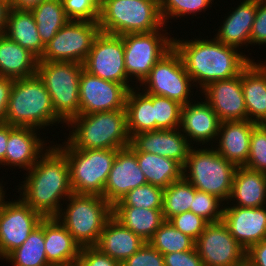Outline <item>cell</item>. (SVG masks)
<instances>
[{"label": "cell", "instance_id": "11a10c76", "mask_svg": "<svg viewBox=\"0 0 266 266\" xmlns=\"http://www.w3.org/2000/svg\"><path fill=\"white\" fill-rule=\"evenodd\" d=\"M2 182H0V209L5 201V198H7L5 195H6V190L3 189L5 188V186L3 187V185L1 184ZM5 190V191H4Z\"/></svg>", "mask_w": 266, "mask_h": 266}, {"label": "cell", "instance_id": "7a4b0ae2", "mask_svg": "<svg viewBox=\"0 0 266 266\" xmlns=\"http://www.w3.org/2000/svg\"><path fill=\"white\" fill-rule=\"evenodd\" d=\"M194 40L173 37V47L180 54L185 70L196 90L208 84L239 75L254 59L235 47L224 45L215 37ZM244 54V55H243ZM199 86V87H198Z\"/></svg>", "mask_w": 266, "mask_h": 266}, {"label": "cell", "instance_id": "8d00e7d4", "mask_svg": "<svg viewBox=\"0 0 266 266\" xmlns=\"http://www.w3.org/2000/svg\"><path fill=\"white\" fill-rule=\"evenodd\" d=\"M148 243L162 255L189 251L195 247V241L176 229L169 221H164L160 225Z\"/></svg>", "mask_w": 266, "mask_h": 266}, {"label": "cell", "instance_id": "60d3db41", "mask_svg": "<svg viewBox=\"0 0 266 266\" xmlns=\"http://www.w3.org/2000/svg\"><path fill=\"white\" fill-rule=\"evenodd\" d=\"M224 205L225 203L218 197L195 188L190 211L202 217L208 223H215L223 219Z\"/></svg>", "mask_w": 266, "mask_h": 266}, {"label": "cell", "instance_id": "52a82bcc", "mask_svg": "<svg viewBox=\"0 0 266 266\" xmlns=\"http://www.w3.org/2000/svg\"><path fill=\"white\" fill-rule=\"evenodd\" d=\"M194 145L183 166V177L197 190L214 195L227 203L237 166L222 157L213 146ZM226 201V202H225Z\"/></svg>", "mask_w": 266, "mask_h": 266}, {"label": "cell", "instance_id": "5bb4252c", "mask_svg": "<svg viewBox=\"0 0 266 266\" xmlns=\"http://www.w3.org/2000/svg\"><path fill=\"white\" fill-rule=\"evenodd\" d=\"M204 266H246L245 250L221 220L208 223L195 241Z\"/></svg>", "mask_w": 266, "mask_h": 266}, {"label": "cell", "instance_id": "d6a6232c", "mask_svg": "<svg viewBox=\"0 0 266 266\" xmlns=\"http://www.w3.org/2000/svg\"><path fill=\"white\" fill-rule=\"evenodd\" d=\"M136 157L148 184L165 189L183 177V167L177 161L146 152H136Z\"/></svg>", "mask_w": 266, "mask_h": 266}, {"label": "cell", "instance_id": "9a60e30c", "mask_svg": "<svg viewBox=\"0 0 266 266\" xmlns=\"http://www.w3.org/2000/svg\"><path fill=\"white\" fill-rule=\"evenodd\" d=\"M42 219L20 197L5 200L0 209V260L19 248Z\"/></svg>", "mask_w": 266, "mask_h": 266}, {"label": "cell", "instance_id": "3957f363", "mask_svg": "<svg viewBox=\"0 0 266 266\" xmlns=\"http://www.w3.org/2000/svg\"><path fill=\"white\" fill-rule=\"evenodd\" d=\"M66 125L72 131L65 140L76 149L119 150L130 145L125 109L79 114Z\"/></svg>", "mask_w": 266, "mask_h": 266}, {"label": "cell", "instance_id": "bcb514c9", "mask_svg": "<svg viewBox=\"0 0 266 266\" xmlns=\"http://www.w3.org/2000/svg\"><path fill=\"white\" fill-rule=\"evenodd\" d=\"M76 266H120V264L92 246L81 248Z\"/></svg>", "mask_w": 266, "mask_h": 266}, {"label": "cell", "instance_id": "44dd1931", "mask_svg": "<svg viewBox=\"0 0 266 266\" xmlns=\"http://www.w3.org/2000/svg\"><path fill=\"white\" fill-rule=\"evenodd\" d=\"M45 141L47 140L40 137L39 129L9 125V139L5 159L0 165L11 168L18 167V169L21 168L23 171H28L51 147V144L48 146Z\"/></svg>", "mask_w": 266, "mask_h": 266}, {"label": "cell", "instance_id": "7402d4cb", "mask_svg": "<svg viewBox=\"0 0 266 266\" xmlns=\"http://www.w3.org/2000/svg\"><path fill=\"white\" fill-rule=\"evenodd\" d=\"M201 99V102L194 100L182 105L180 130L192 146L195 143L197 147L210 146L211 143L212 146L216 142L221 121L211 106Z\"/></svg>", "mask_w": 266, "mask_h": 266}, {"label": "cell", "instance_id": "e0dca14e", "mask_svg": "<svg viewBox=\"0 0 266 266\" xmlns=\"http://www.w3.org/2000/svg\"><path fill=\"white\" fill-rule=\"evenodd\" d=\"M145 184L147 180L139 168L136 151L128 146L117 151L105 184L103 198L113 206L129 191Z\"/></svg>", "mask_w": 266, "mask_h": 266}, {"label": "cell", "instance_id": "836d02e7", "mask_svg": "<svg viewBox=\"0 0 266 266\" xmlns=\"http://www.w3.org/2000/svg\"><path fill=\"white\" fill-rule=\"evenodd\" d=\"M4 261L13 266H51L45 252L44 218L23 244L12 251Z\"/></svg>", "mask_w": 266, "mask_h": 266}, {"label": "cell", "instance_id": "d6986e66", "mask_svg": "<svg viewBox=\"0 0 266 266\" xmlns=\"http://www.w3.org/2000/svg\"><path fill=\"white\" fill-rule=\"evenodd\" d=\"M136 152H146L177 161L185 165L192 145L177 129H159L135 134L130 138V145Z\"/></svg>", "mask_w": 266, "mask_h": 266}, {"label": "cell", "instance_id": "ac0fdd59", "mask_svg": "<svg viewBox=\"0 0 266 266\" xmlns=\"http://www.w3.org/2000/svg\"><path fill=\"white\" fill-rule=\"evenodd\" d=\"M199 93L215 111L221 122L247 120L241 73L229 79L214 81Z\"/></svg>", "mask_w": 266, "mask_h": 266}, {"label": "cell", "instance_id": "e575fe53", "mask_svg": "<svg viewBox=\"0 0 266 266\" xmlns=\"http://www.w3.org/2000/svg\"><path fill=\"white\" fill-rule=\"evenodd\" d=\"M37 24V30L44 45L69 21L62 0L42 1L30 10Z\"/></svg>", "mask_w": 266, "mask_h": 266}, {"label": "cell", "instance_id": "74e56055", "mask_svg": "<svg viewBox=\"0 0 266 266\" xmlns=\"http://www.w3.org/2000/svg\"><path fill=\"white\" fill-rule=\"evenodd\" d=\"M212 2L214 3V0H161L159 9L165 25L169 19L177 20L192 14L194 18L198 12H205L207 8L212 7Z\"/></svg>", "mask_w": 266, "mask_h": 266}, {"label": "cell", "instance_id": "30bf717a", "mask_svg": "<svg viewBox=\"0 0 266 266\" xmlns=\"http://www.w3.org/2000/svg\"><path fill=\"white\" fill-rule=\"evenodd\" d=\"M167 26L166 24L164 28L149 33H128L121 36L126 73L134 87L138 82L141 84L144 81L154 65L173 47V37L168 36L171 34L166 32Z\"/></svg>", "mask_w": 266, "mask_h": 266}, {"label": "cell", "instance_id": "7c38bea8", "mask_svg": "<svg viewBox=\"0 0 266 266\" xmlns=\"http://www.w3.org/2000/svg\"><path fill=\"white\" fill-rule=\"evenodd\" d=\"M100 32L98 21L69 20L45 45L39 61L83 64Z\"/></svg>", "mask_w": 266, "mask_h": 266}, {"label": "cell", "instance_id": "ba28073f", "mask_svg": "<svg viewBox=\"0 0 266 266\" xmlns=\"http://www.w3.org/2000/svg\"><path fill=\"white\" fill-rule=\"evenodd\" d=\"M56 147L66 156L73 193L103 197L117 149H76L66 140Z\"/></svg>", "mask_w": 266, "mask_h": 266}, {"label": "cell", "instance_id": "ab89813d", "mask_svg": "<svg viewBox=\"0 0 266 266\" xmlns=\"http://www.w3.org/2000/svg\"><path fill=\"white\" fill-rule=\"evenodd\" d=\"M153 107L155 130L180 128L182 105L179 102L153 95Z\"/></svg>", "mask_w": 266, "mask_h": 266}, {"label": "cell", "instance_id": "f546056e", "mask_svg": "<svg viewBox=\"0 0 266 266\" xmlns=\"http://www.w3.org/2000/svg\"><path fill=\"white\" fill-rule=\"evenodd\" d=\"M4 34L38 59L41 58L45 45L42 43L37 24L30 10L10 8Z\"/></svg>", "mask_w": 266, "mask_h": 266}, {"label": "cell", "instance_id": "c3c4849f", "mask_svg": "<svg viewBox=\"0 0 266 266\" xmlns=\"http://www.w3.org/2000/svg\"><path fill=\"white\" fill-rule=\"evenodd\" d=\"M165 266H204L196 248L164 254Z\"/></svg>", "mask_w": 266, "mask_h": 266}, {"label": "cell", "instance_id": "681fc988", "mask_svg": "<svg viewBox=\"0 0 266 266\" xmlns=\"http://www.w3.org/2000/svg\"><path fill=\"white\" fill-rule=\"evenodd\" d=\"M246 266H266V239L252 245L247 250Z\"/></svg>", "mask_w": 266, "mask_h": 266}, {"label": "cell", "instance_id": "9c48e42d", "mask_svg": "<svg viewBox=\"0 0 266 266\" xmlns=\"http://www.w3.org/2000/svg\"><path fill=\"white\" fill-rule=\"evenodd\" d=\"M83 64L38 61L36 74L43 81L55 114L67 124L80 114L79 83Z\"/></svg>", "mask_w": 266, "mask_h": 266}, {"label": "cell", "instance_id": "603a6c76", "mask_svg": "<svg viewBox=\"0 0 266 266\" xmlns=\"http://www.w3.org/2000/svg\"><path fill=\"white\" fill-rule=\"evenodd\" d=\"M256 125L248 120L221 122L215 142L217 144H214L215 150L237 167L244 166L249 157L252 129Z\"/></svg>", "mask_w": 266, "mask_h": 266}, {"label": "cell", "instance_id": "4fadbf2b", "mask_svg": "<svg viewBox=\"0 0 266 266\" xmlns=\"http://www.w3.org/2000/svg\"><path fill=\"white\" fill-rule=\"evenodd\" d=\"M83 69L106 81L123 84L129 90L134 88L126 73L121 36L100 32L83 63Z\"/></svg>", "mask_w": 266, "mask_h": 266}, {"label": "cell", "instance_id": "816d5d0a", "mask_svg": "<svg viewBox=\"0 0 266 266\" xmlns=\"http://www.w3.org/2000/svg\"><path fill=\"white\" fill-rule=\"evenodd\" d=\"M8 139L9 125L2 123L0 124V163L5 159Z\"/></svg>", "mask_w": 266, "mask_h": 266}, {"label": "cell", "instance_id": "b9f144b4", "mask_svg": "<svg viewBox=\"0 0 266 266\" xmlns=\"http://www.w3.org/2000/svg\"><path fill=\"white\" fill-rule=\"evenodd\" d=\"M244 166L266 174V123L252 129L249 157Z\"/></svg>", "mask_w": 266, "mask_h": 266}, {"label": "cell", "instance_id": "db71d44e", "mask_svg": "<svg viewBox=\"0 0 266 266\" xmlns=\"http://www.w3.org/2000/svg\"><path fill=\"white\" fill-rule=\"evenodd\" d=\"M9 9L8 0H0V35L5 33Z\"/></svg>", "mask_w": 266, "mask_h": 266}, {"label": "cell", "instance_id": "ee69618b", "mask_svg": "<svg viewBox=\"0 0 266 266\" xmlns=\"http://www.w3.org/2000/svg\"><path fill=\"white\" fill-rule=\"evenodd\" d=\"M176 229L181 231L183 234L189 236L194 241L204 231L208 222L202 217L197 216L192 211L183 212L175 215L168 220Z\"/></svg>", "mask_w": 266, "mask_h": 266}, {"label": "cell", "instance_id": "5b68a950", "mask_svg": "<svg viewBox=\"0 0 266 266\" xmlns=\"http://www.w3.org/2000/svg\"><path fill=\"white\" fill-rule=\"evenodd\" d=\"M67 199L56 218L81 248L95 246L112 217V205L95 194L73 193Z\"/></svg>", "mask_w": 266, "mask_h": 266}, {"label": "cell", "instance_id": "484cf974", "mask_svg": "<svg viewBox=\"0 0 266 266\" xmlns=\"http://www.w3.org/2000/svg\"><path fill=\"white\" fill-rule=\"evenodd\" d=\"M247 120L266 123V63L251 61L241 72Z\"/></svg>", "mask_w": 266, "mask_h": 266}, {"label": "cell", "instance_id": "d4e9b609", "mask_svg": "<svg viewBox=\"0 0 266 266\" xmlns=\"http://www.w3.org/2000/svg\"><path fill=\"white\" fill-rule=\"evenodd\" d=\"M227 13L215 38L224 45L240 50L243 46H249L250 34L257 11V0H242L240 5L232 8ZM240 46V47H239Z\"/></svg>", "mask_w": 266, "mask_h": 266}, {"label": "cell", "instance_id": "8992f818", "mask_svg": "<svg viewBox=\"0 0 266 266\" xmlns=\"http://www.w3.org/2000/svg\"><path fill=\"white\" fill-rule=\"evenodd\" d=\"M98 22L101 32L118 36L164 27L157 0H101Z\"/></svg>", "mask_w": 266, "mask_h": 266}, {"label": "cell", "instance_id": "2e32d148", "mask_svg": "<svg viewBox=\"0 0 266 266\" xmlns=\"http://www.w3.org/2000/svg\"><path fill=\"white\" fill-rule=\"evenodd\" d=\"M129 89L120 83L106 81L84 69L80 75V114L125 109Z\"/></svg>", "mask_w": 266, "mask_h": 266}, {"label": "cell", "instance_id": "277c9868", "mask_svg": "<svg viewBox=\"0 0 266 266\" xmlns=\"http://www.w3.org/2000/svg\"><path fill=\"white\" fill-rule=\"evenodd\" d=\"M4 123L40 130L57 123L65 125L55 114L51 96L37 74L14 80Z\"/></svg>", "mask_w": 266, "mask_h": 266}, {"label": "cell", "instance_id": "1f68e13d", "mask_svg": "<svg viewBox=\"0 0 266 266\" xmlns=\"http://www.w3.org/2000/svg\"><path fill=\"white\" fill-rule=\"evenodd\" d=\"M140 91L138 86L131 88L126 98L127 131L130 138L135 134L155 130L153 95Z\"/></svg>", "mask_w": 266, "mask_h": 266}, {"label": "cell", "instance_id": "cb8c5ba5", "mask_svg": "<svg viewBox=\"0 0 266 266\" xmlns=\"http://www.w3.org/2000/svg\"><path fill=\"white\" fill-rule=\"evenodd\" d=\"M44 244L51 266H76L81 247L56 217L44 218Z\"/></svg>", "mask_w": 266, "mask_h": 266}, {"label": "cell", "instance_id": "83f0119b", "mask_svg": "<svg viewBox=\"0 0 266 266\" xmlns=\"http://www.w3.org/2000/svg\"><path fill=\"white\" fill-rule=\"evenodd\" d=\"M227 203H230L229 205L232 206L250 208L265 206L266 174L251 170L245 166H238L234 174L232 191Z\"/></svg>", "mask_w": 266, "mask_h": 266}, {"label": "cell", "instance_id": "7bdbcfd3", "mask_svg": "<svg viewBox=\"0 0 266 266\" xmlns=\"http://www.w3.org/2000/svg\"><path fill=\"white\" fill-rule=\"evenodd\" d=\"M69 20L98 21L101 0H62Z\"/></svg>", "mask_w": 266, "mask_h": 266}, {"label": "cell", "instance_id": "f5cc1de1", "mask_svg": "<svg viewBox=\"0 0 266 266\" xmlns=\"http://www.w3.org/2000/svg\"><path fill=\"white\" fill-rule=\"evenodd\" d=\"M42 1L46 0H8L10 8H16L20 10H31Z\"/></svg>", "mask_w": 266, "mask_h": 266}, {"label": "cell", "instance_id": "4dcf8cb0", "mask_svg": "<svg viewBox=\"0 0 266 266\" xmlns=\"http://www.w3.org/2000/svg\"><path fill=\"white\" fill-rule=\"evenodd\" d=\"M112 217L122 226L148 242L165 221L162 209H145L133 206H112Z\"/></svg>", "mask_w": 266, "mask_h": 266}, {"label": "cell", "instance_id": "f35d334b", "mask_svg": "<svg viewBox=\"0 0 266 266\" xmlns=\"http://www.w3.org/2000/svg\"><path fill=\"white\" fill-rule=\"evenodd\" d=\"M163 188L145 184L129 191L113 206H133L145 209H162Z\"/></svg>", "mask_w": 266, "mask_h": 266}, {"label": "cell", "instance_id": "ffe728a7", "mask_svg": "<svg viewBox=\"0 0 266 266\" xmlns=\"http://www.w3.org/2000/svg\"><path fill=\"white\" fill-rule=\"evenodd\" d=\"M222 221L245 250L266 239V205L250 208L226 203Z\"/></svg>", "mask_w": 266, "mask_h": 266}, {"label": "cell", "instance_id": "4316f807", "mask_svg": "<svg viewBox=\"0 0 266 266\" xmlns=\"http://www.w3.org/2000/svg\"><path fill=\"white\" fill-rule=\"evenodd\" d=\"M146 241L111 217L94 247L119 264L137 252Z\"/></svg>", "mask_w": 266, "mask_h": 266}, {"label": "cell", "instance_id": "f1b7e54d", "mask_svg": "<svg viewBox=\"0 0 266 266\" xmlns=\"http://www.w3.org/2000/svg\"><path fill=\"white\" fill-rule=\"evenodd\" d=\"M39 59L5 34L0 35V77L13 79L36 75Z\"/></svg>", "mask_w": 266, "mask_h": 266}, {"label": "cell", "instance_id": "f6af8a7d", "mask_svg": "<svg viewBox=\"0 0 266 266\" xmlns=\"http://www.w3.org/2000/svg\"><path fill=\"white\" fill-rule=\"evenodd\" d=\"M120 266H165L164 256L146 242Z\"/></svg>", "mask_w": 266, "mask_h": 266}, {"label": "cell", "instance_id": "6da1fadb", "mask_svg": "<svg viewBox=\"0 0 266 266\" xmlns=\"http://www.w3.org/2000/svg\"><path fill=\"white\" fill-rule=\"evenodd\" d=\"M24 175L19 197L43 218L56 217L73 194L66 156L54 143Z\"/></svg>", "mask_w": 266, "mask_h": 266}, {"label": "cell", "instance_id": "8fae6325", "mask_svg": "<svg viewBox=\"0 0 266 266\" xmlns=\"http://www.w3.org/2000/svg\"><path fill=\"white\" fill-rule=\"evenodd\" d=\"M193 82L185 70L180 54L172 47L154 65L149 75L138 86L141 91L152 95L164 96L186 105L192 98ZM191 98V99H190Z\"/></svg>", "mask_w": 266, "mask_h": 266}, {"label": "cell", "instance_id": "d590c367", "mask_svg": "<svg viewBox=\"0 0 266 266\" xmlns=\"http://www.w3.org/2000/svg\"><path fill=\"white\" fill-rule=\"evenodd\" d=\"M195 187L184 177L172 182L163 190L162 215L165 221L175 215L190 211Z\"/></svg>", "mask_w": 266, "mask_h": 266}, {"label": "cell", "instance_id": "7dc6e473", "mask_svg": "<svg viewBox=\"0 0 266 266\" xmlns=\"http://www.w3.org/2000/svg\"><path fill=\"white\" fill-rule=\"evenodd\" d=\"M256 44L266 46V0H257V11L250 34V45Z\"/></svg>", "mask_w": 266, "mask_h": 266}, {"label": "cell", "instance_id": "f907efd6", "mask_svg": "<svg viewBox=\"0 0 266 266\" xmlns=\"http://www.w3.org/2000/svg\"><path fill=\"white\" fill-rule=\"evenodd\" d=\"M14 80L15 79L10 77H0V124L5 121L10 92Z\"/></svg>", "mask_w": 266, "mask_h": 266}]
</instances>
